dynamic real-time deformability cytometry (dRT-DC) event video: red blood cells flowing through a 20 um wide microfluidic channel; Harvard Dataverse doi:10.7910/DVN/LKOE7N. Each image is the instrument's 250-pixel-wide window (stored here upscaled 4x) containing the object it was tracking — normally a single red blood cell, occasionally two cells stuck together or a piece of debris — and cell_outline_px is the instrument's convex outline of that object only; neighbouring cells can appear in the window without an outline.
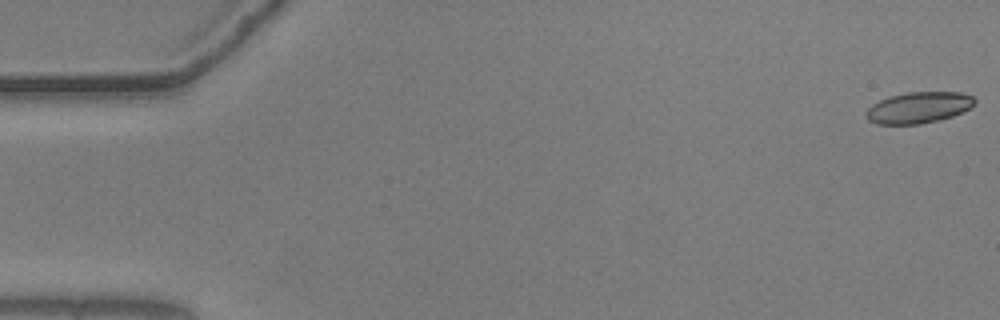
{"species": "common noctule bat (a hibernating species)", "species_latin": "Nyctalus noctula", "temperature_condition": "warm", "stored_images_in_passage": 56, "camera_frame_rate_fps": 3000, "um_per_image_px": 0.085, "animal": {"sex": "male", "body_mass_g": 20.5, "forearm_length_mm": 52.5}, "frame": {"image": 1, "passage_image": 1, "time_ms": 0.0, "image_size_px": [1000, 320], "cell_outline_px": [[976, 100], [972, 108], [964, 112], [940, 120], [920, 124], [876, 124], [868, 120], [864, 116], [864, 112], [872, 104], [888, 96], [908, 92], [964, 92], [972, 96]], "centroid_in_image_um": [78.08, 9.14], "position_along_channel_um": 6.9, "area_um2": 20.11}}
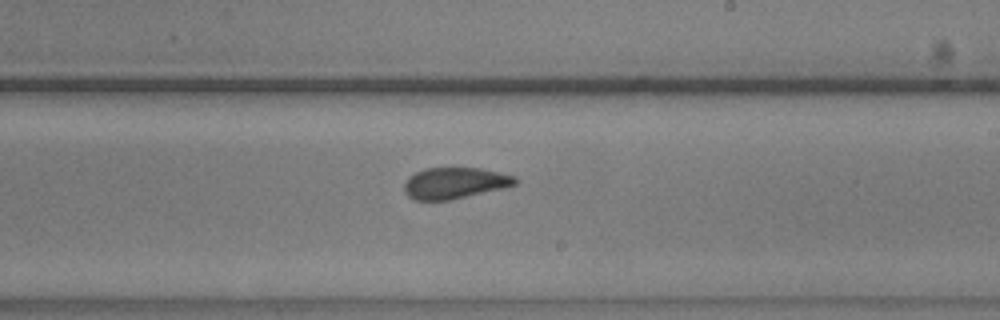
{"frame": {"image": 2, "passage_image": 33, "time_ms": 10.667, "image_size_px": [1000, 320], "cell_outline_px": [[520, 184], [504, 188], [452, 200], [416, 200], [408, 196], [404, 192], [404, 184], [408, 176], [424, 168], [480, 168], [516, 176], [520, 180]], "centroid_in_image_um": [38.69, 15.56], "position_along_channel_um": 250.3, "area_um2": 20.52}}
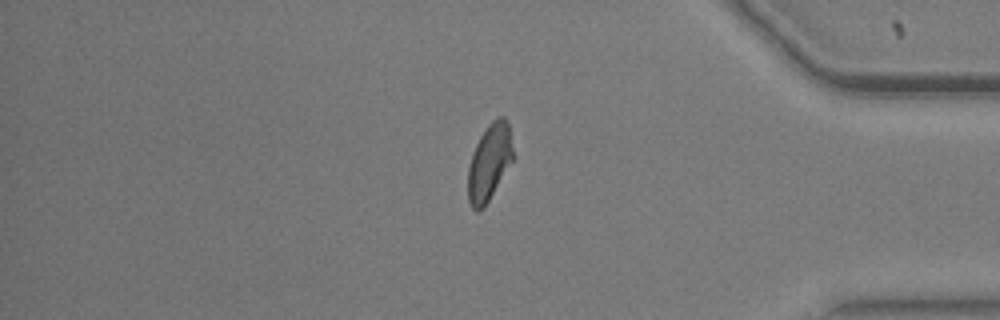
{"frame": {"image": 3, "passage_image": 47, "time_ms": 15.333, "image_size_px": [1000, 320], "cell_outline_px": [[512, 160], [484, 208], [480, 212], [476, 212], [472, 208], [468, 200], [468, 168], [472, 152], [480, 136], [488, 124], [496, 116], [504, 116], [508, 120], [512, 148]], "centroid_in_image_um": [41.57, 13.79], "position_along_channel_um": 393.6, "area_um2": 20.0}, "authors_computed_cell_mechanics": {"area_um2": 20.4901, "velocity_mm_per_s": 3.6397, "shape_relaxation_time_tau1_ms": null, "shape_relaxation_time_tau2_ms": 1.5968, "deformation_change_tau1": null, "deformation_change_tau2": 0.0751}}